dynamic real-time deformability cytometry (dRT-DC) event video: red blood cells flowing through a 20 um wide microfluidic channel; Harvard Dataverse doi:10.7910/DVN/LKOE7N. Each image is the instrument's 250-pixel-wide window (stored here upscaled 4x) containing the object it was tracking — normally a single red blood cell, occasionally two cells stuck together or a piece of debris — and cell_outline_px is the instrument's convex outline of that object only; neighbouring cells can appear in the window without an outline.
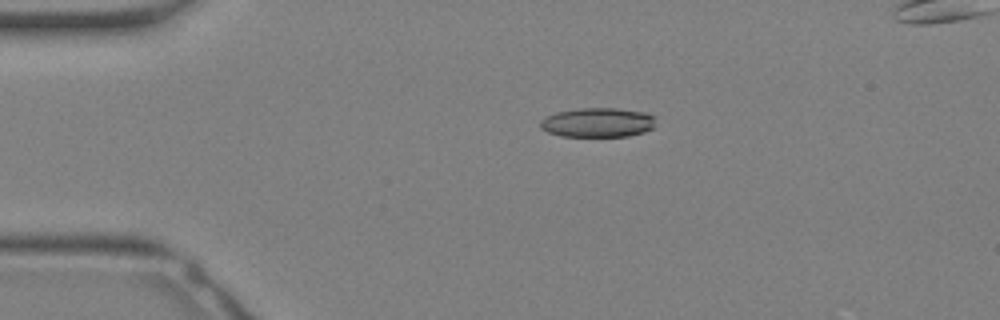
{"species": "Egyptian fruit bat (a non-hibernating species)", "species_latin": "Rousettus aegyptiacus", "temperature_condition": "warm", "stored_images_in_passage": 14, "camera_frame_rate_fps": 3000, "um_per_image_px": 0.085, "animal": {"sex": "female"}, "frame": {"image": 1, "passage_image": 7, "time_ms": 2.0, "image_size_px": [1000, 320], "cell_outline_px": [[656, 116], [652, 128], [644, 132], [628, 136], [560, 136], [548, 132], [540, 128], [540, 120], [544, 116], [556, 112], [580, 108], [616, 108], [644, 112]], "centroid_in_image_um": [50.78, 10.4], "position_along_channel_um": 34.2, "area_um2": 19.88}}
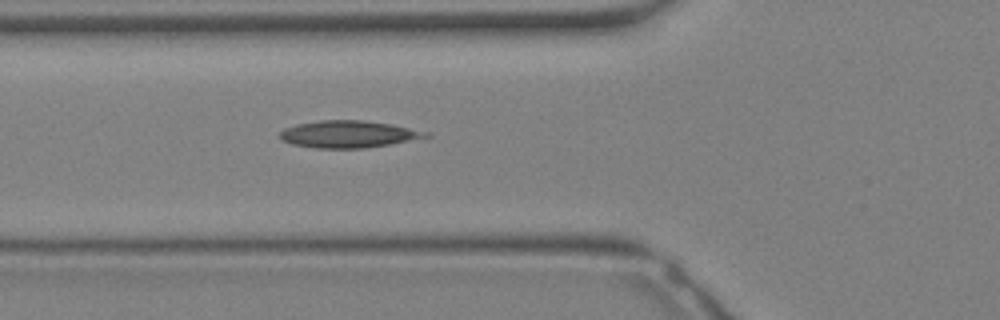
{"frame": {"image": 2, "passage_image": 12, "time_ms": 3.667, "image_size_px": [1000, 320], "cell_outline_px": [[432, 136], [388, 144], [364, 148], [316, 148], [292, 144], [280, 140], [276, 136], [284, 128], [296, 124], [320, 120], [364, 120], [392, 124], [428, 132]], "centroid_in_image_um": [29.55, 11.4], "position_along_channel_um": 96.3, "area_um2": 23.06}}
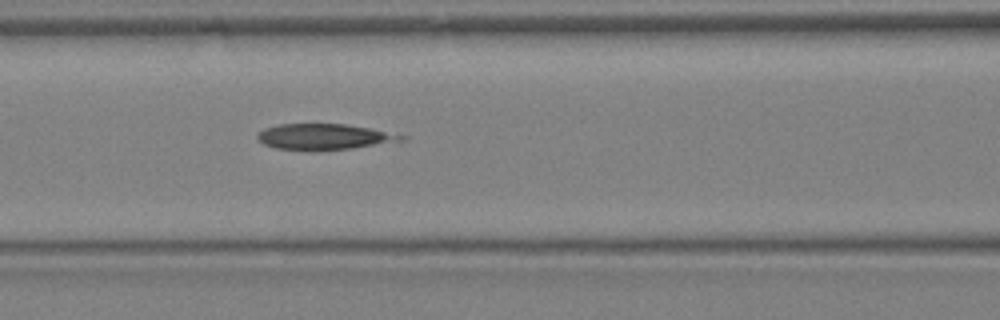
{"frame": {"image": 3, "passage_image": 14, "time_ms": 4.333, "image_size_px": [1000, 320], "cell_outline_px": [[408, 136], [404, 140], [352, 148], [276, 148], [264, 144], [256, 136], [264, 128], [276, 124], [348, 124]], "centroid_in_image_um": [27.56, 11.58], "position_along_channel_um": 139.0, "area_um2": 20.69}}